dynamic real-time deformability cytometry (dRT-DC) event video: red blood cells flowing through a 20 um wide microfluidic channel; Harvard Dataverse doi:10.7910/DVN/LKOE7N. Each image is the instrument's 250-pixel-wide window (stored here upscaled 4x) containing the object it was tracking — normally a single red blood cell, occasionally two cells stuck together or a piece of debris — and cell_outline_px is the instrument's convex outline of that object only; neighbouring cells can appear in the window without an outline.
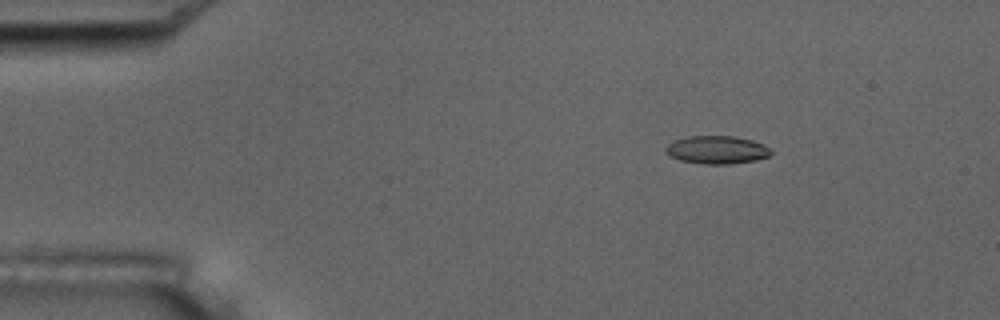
{"species": "common noctule bat (a hibernating species)", "species_latin": "Nyctalus noctula", "temperature_condition": "room temperature", "stored_images_in_passage": 57, "camera_frame_rate_fps": 3000, "um_per_image_px": 0.085, "animal": {"sex": "male", "body_mass_g": 17.5, "forearm_length_mm": 52.3}, "frame": {"image": 1, "passage_image": 9, "time_ms": 2.667, "image_size_px": [1000, 320], "cell_outline_px": [[772, 152], [768, 156], [756, 160], [732, 164], [704, 164], [680, 160], [668, 156], [664, 152], [664, 148], [672, 140], [688, 136], [736, 136], [752, 140], [764, 144]], "centroid_in_image_um": [60.88, 12.73], "position_along_channel_um": 24.1, "area_um2": 17.4}}
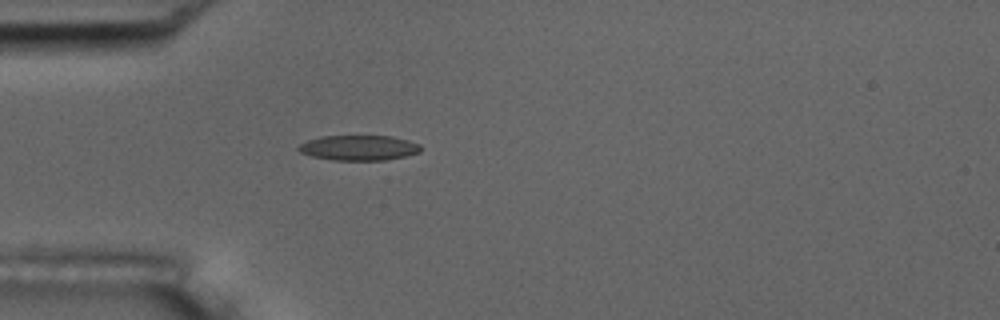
{"frame": {"image": 2, "passage_image": 17, "time_ms": 5.333, "image_size_px": [1000, 320], "cell_outline_px": [[420, 152], [404, 156], [384, 160], [332, 160], [312, 156], [300, 152], [296, 148], [300, 144], [308, 140], [320, 136], [392, 136], [408, 140], [420, 144]], "centroid_in_image_um": [30.48, 12.56], "position_along_channel_um": 54.5, "area_um2": 17.86}, "authors_computed_cell_mechanics": {"area_um2": 17.5134, "velocity_mm_per_s": 3.5926, "shape_relaxation_time_tau1_ms": 6.1884, "shape_relaxation_time_tau2_ms": 3.0939, "deformation_change_tau1": 0.1926, "deformation_change_tau2": 0.1181}}